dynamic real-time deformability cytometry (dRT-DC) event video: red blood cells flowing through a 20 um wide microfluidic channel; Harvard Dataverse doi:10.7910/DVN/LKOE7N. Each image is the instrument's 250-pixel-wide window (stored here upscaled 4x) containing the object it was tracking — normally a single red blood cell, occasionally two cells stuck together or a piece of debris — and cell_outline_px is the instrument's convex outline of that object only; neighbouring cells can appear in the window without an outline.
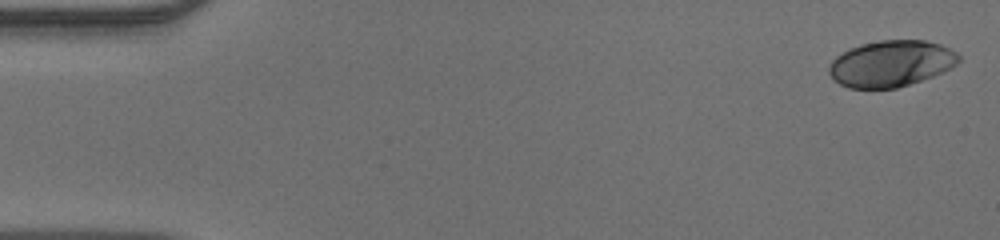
{"species": "human", "species_latin": "Homo sapiens", "temperature_condition": "warm", "stored_images_in_passage": 49, "camera_frame_rate_fps": 3000, "um_per_image_px": 0.085, "donor": {"sex": "male"}, "frame": {"image": 1, "passage_image": 1, "time_ms": 0.0, "image_size_px": [1000, 240], "cell_outline_px": [[960, 60], [952, 68], [932, 76], [896, 88], [848, 88], [840, 84], [828, 72], [828, 68], [832, 60], [836, 56], [860, 44], [880, 40], [924, 40], [940, 44], [956, 52], [960, 56]], "centroid_in_image_um": [75.75, 5.4], "position_along_channel_um": 9.3, "area_um2": 34.74}}
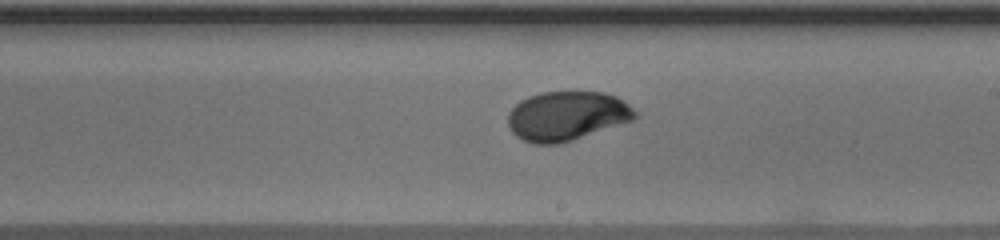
{"frame": {"image": 2, "passage_image": 28, "time_ms": 9.0, "image_size_px": [1000, 240], "cell_outline_px": [[636, 116], [632, 120], [560, 144], [532, 144], [516, 136], [512, 132], [508, 124], [508, 112], [520, 100], [528, 96], [540, 92], [604, 92], [616, 96], [628, 104], [636, 112]], "centroid_in_image_um": [48.14, 9.85], "position_along_channel_um": 240.9, "area_um2": 36.36}}
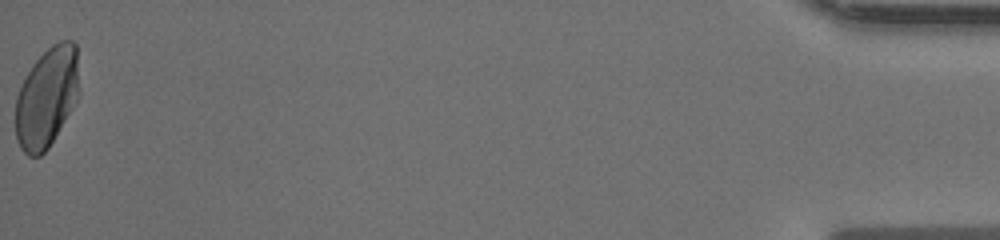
{"frame": {"image": 3, "passage_image": 49, "time_ms": 16.0, "image_size_px": [1000, 240], "cell_outline_px": [[80, 96], [48, 148], [40, 156], [28, 156], [20, 148], [16, 136], [16, 96], [32, 64], [52, 44], [60, 40], [72, 40], [76, 44], [80, 92]], "centroid_in_image_um": [4.0, 8.27], "position_along_channel_um": 431.2, "area_um2": 37.28}}